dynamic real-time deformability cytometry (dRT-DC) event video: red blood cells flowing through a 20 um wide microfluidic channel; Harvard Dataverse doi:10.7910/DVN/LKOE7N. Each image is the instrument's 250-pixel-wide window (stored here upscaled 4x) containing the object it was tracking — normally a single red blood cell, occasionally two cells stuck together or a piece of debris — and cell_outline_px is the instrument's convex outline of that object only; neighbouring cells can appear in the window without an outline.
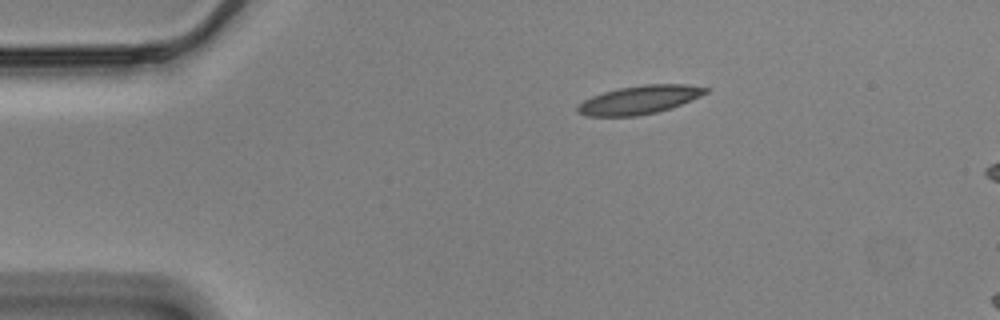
{"species": "Egyptian fruit bat (a non-hibernating species)", "species_latin": "Rousettus aegyptiacus", "temperature_condition": "cold", "stored_images_in_passage": 48, "camera_frame_rate_fps": 3000, "um_per_image_px": 0.085, "animal": {"sex": "male"}, "frame": {"image": 1, "passage_image": 1, "time_ms": 0.0, "image_size_px": [1000, 320], "cell_outline_px": [[712, 88], [708, 92], [692, 100], [672, 108], [656, 112], [636, 116], [588, 116], [576, 112], [576, 108], [584, 100], [592, 96], [604, 92], [620, 88], [644, 84], [688, 84]], "centroid_in_image_um": [54.4, 8.48], "position_along_channel_um": 30.6, "area_um2": 21.27}}
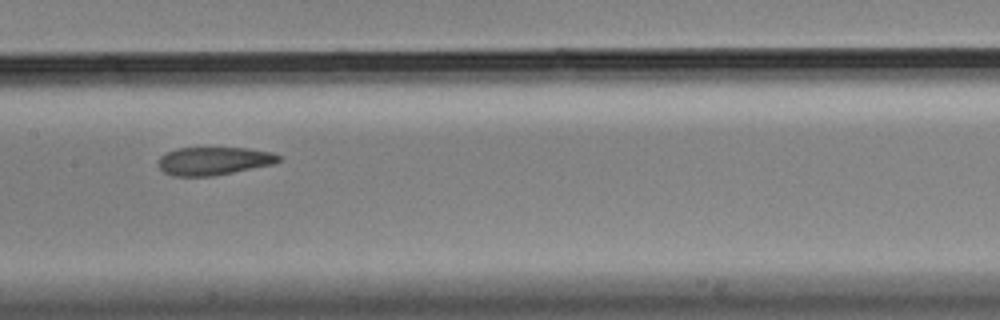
{"frame": {"image": 2, "passage_image": 19, "time_ms": 6.0, "image_size_px": [1000, 320], "cell_outline_px": [[284, 160], [276, 164], [212, 176], [172, 176], [164, 172], [156, 164], [160, 156], [176, 148], [248, 148], [272, 152], [280, 156]], "centroid_in_image_um": [18.2, 13.68], "position_along_channel_um": 189.2, "area_um2": 19.94}}
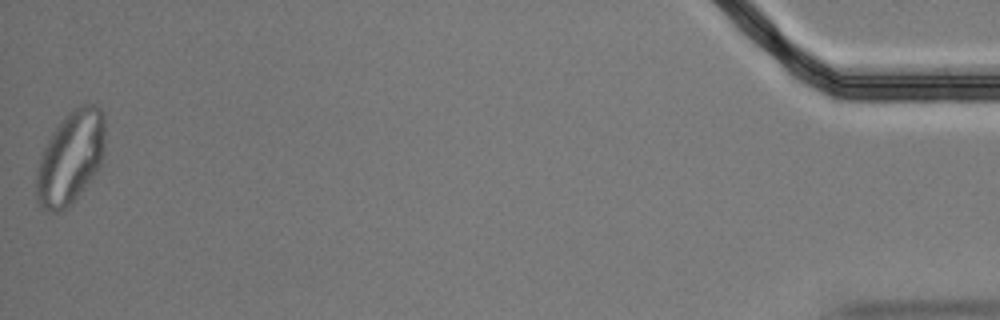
{"frame": {"image": 3, "passage_image": 48, "time_ms": 15.667, "image_size_px": [1000, 320], "cell_outline_px": [[104, 156], [100, 168], [92, 180], [72, 204], [60, 212], [48, 212], [40, 208], [36, 200], [36, 176], [40, 160], [44, 148], [48, 140], [56, 128], [68, 112], [80, 104], [96, 104], [104, 112]], "centroid_in_image_um": [6.02, 13.44], "position_along_channel_um": 429.2, "area_um2": 37.69}, "authors_computed_cell_mechanics": {"area_um2": 21.4727, "velocity_mm_per_s": 3.452, "shape_relaxation_time_tau1_ms": null, "shape_relaxation_time_tau2_ms": 2.5236, "deformation_change_tau1": null, "deformation_change_tau2": 0.0974}}